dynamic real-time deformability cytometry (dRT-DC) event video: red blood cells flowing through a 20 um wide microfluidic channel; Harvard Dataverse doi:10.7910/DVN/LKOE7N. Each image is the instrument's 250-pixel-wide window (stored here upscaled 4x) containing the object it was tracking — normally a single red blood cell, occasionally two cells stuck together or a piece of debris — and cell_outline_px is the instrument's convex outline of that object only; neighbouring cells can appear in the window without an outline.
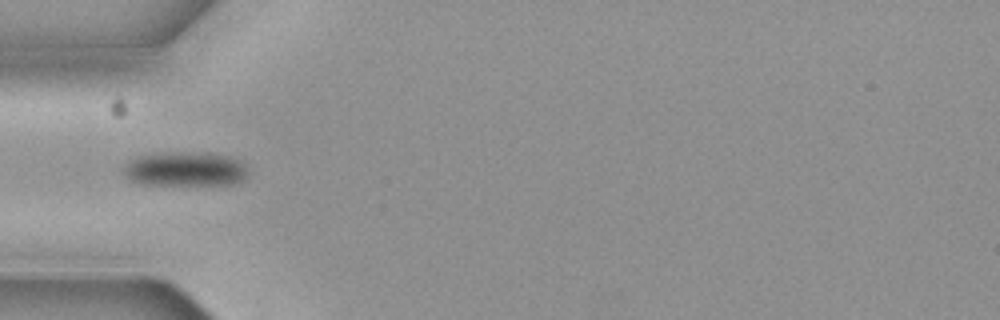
{"species": "common noctule bat (a hibernating species)", "species_latin": "Nyctalus noctula", "temperature_condition": "cold", "stored_images_in_passage": 15, "camera_frame_rate_fps": 3000, "um_per_image_px": 0.085, "animal": {"sex": "female", "body_mass_g": 19.3, "forearm_length_mm": 54.1}, "frame": {"image": 1, "passage_image": 5, "time_ms": 1.333, "image_size_px": [1000, 320], "cell_outline_px": [[244, 180], [232, 184], [140, 184], [124, 176], [120, 172], [120, 168], [128, 160], [136, 156], [160, 152], [208, 152], [228, 156], [240, 160], [244, 164]], "centroid_in_image_um": [15.63, 14.34], "position_along_channel_um": 69.4, "area_um2": 25.26}}
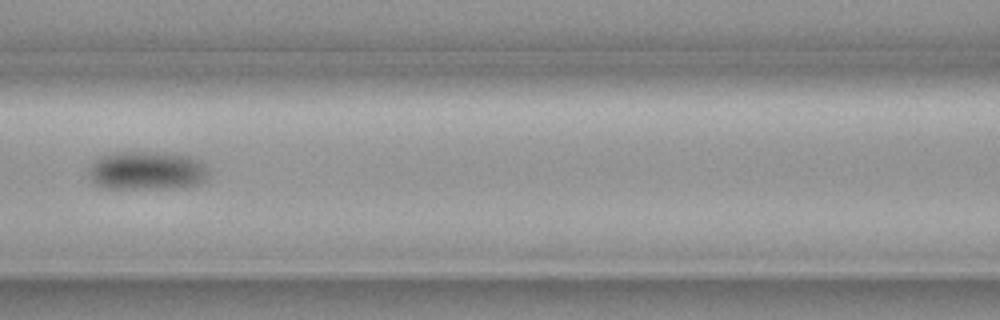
{"frame": {"image": 2, "passage_image": 7, "time_ms": 2.0, "image_size_px": [1000, 320], "cell_outline_px": [[208, 176], [200, 184], [184, 188], [108, 188], [96, 184], [88, 176], [88, 168], [100, 156], [116, 152], [164, 152], [188, 156], [200, 160], [208, 168]], "centroid_in_image_um": [12.52, 14.5], "position_along_channel_um": 154.1, "area_um2": 27.22}}
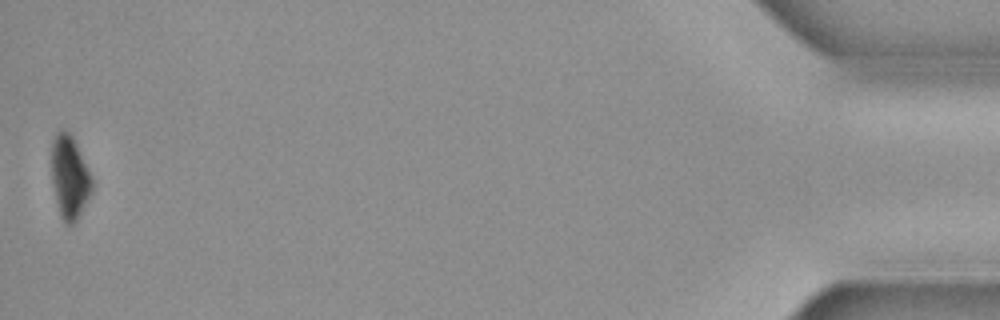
{"frame": {"image": 3, "passage_image": 15, "time_ms": 4.667, "image_size_px": [1000, 320], "cell_outline_px": [[92, 192], [76, 220], [72, 224], [68, 224], [60, 216], [56, 200], [52, 180], [52, 140], [56, 132], [68, 132], [72, 136], [92, 176]], "centroid_in_image_um": [5.92, 15.06], "position_along_channel_um": 429.3, "area_um2": 19.13}}